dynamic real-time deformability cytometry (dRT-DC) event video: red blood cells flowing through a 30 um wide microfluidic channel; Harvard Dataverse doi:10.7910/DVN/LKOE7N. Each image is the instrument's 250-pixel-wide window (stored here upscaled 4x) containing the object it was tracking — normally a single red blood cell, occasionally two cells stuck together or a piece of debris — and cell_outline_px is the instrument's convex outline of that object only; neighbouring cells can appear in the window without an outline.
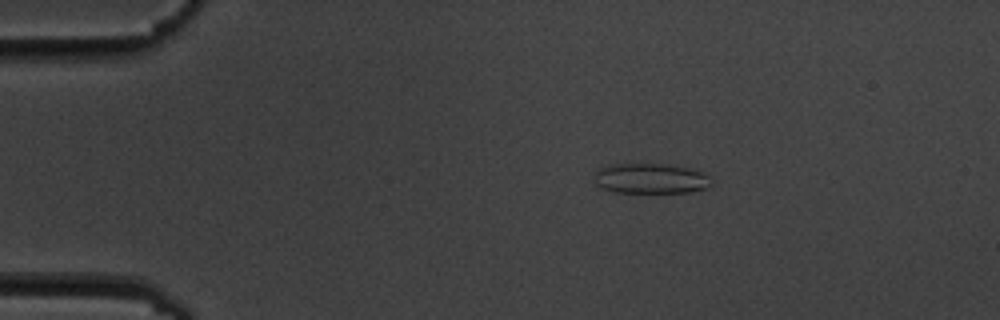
{"species": "common noctule bat (a hibernating species)", "species_latin": "Nyctalus noctula", "temperature_condition": "cold", "stored_images_in_passage": 3, "camera_frame_rate_fps": 3000, "um_per_image_px": 0.085, "animal": {"sex": "male", "body_mass_g": 19.5, "forearm_length_mm": 54.6}, "frame": {"image": 1, "passage_image": 2, "time_ms": 1.333, "image_size_px": [1000, 320], "cell_outline_px": [[712, 184], [708, 188], [692, 192], [616, 192], [604, 188], [596, 184], [596, 172], [600, 168], [612, 164], [664, 164], [688, 168], [700, 172], [708, 176], [712, 180]], "centroid_in_image_um": [55.35, 15.18], "position_along_channel_um": 29.7, "area_um2": 20.35}}